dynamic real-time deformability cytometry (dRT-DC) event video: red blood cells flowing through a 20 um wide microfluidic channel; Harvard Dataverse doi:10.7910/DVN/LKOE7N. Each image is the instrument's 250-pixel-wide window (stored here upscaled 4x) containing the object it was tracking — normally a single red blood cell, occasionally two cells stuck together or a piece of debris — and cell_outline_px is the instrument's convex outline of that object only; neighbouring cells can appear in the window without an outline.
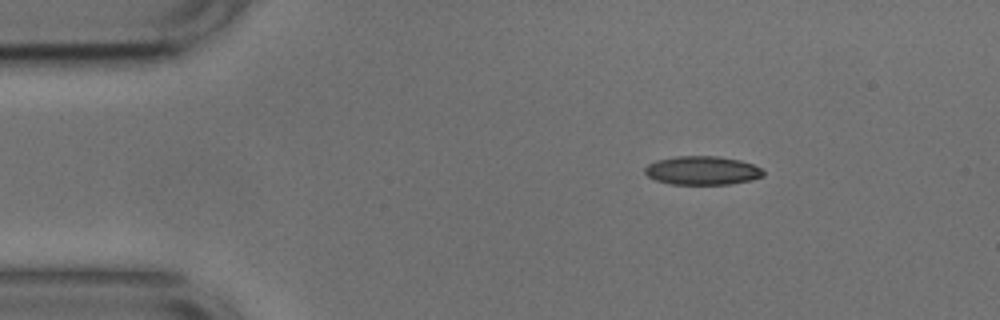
{"species": "common noctule bat (a hibernating species)", "species_latin": "Nyctalus noctula", "temperature_condition": "cold", "stored_images_in_passage": 7, "camera_frame_rate_fps": 3000, "um_per_image_px": 0.085, "animal": {"sex": "male", "body_mass_g": 17.9, "forearm_length_mm": 54.2}, "frame": {"image": 1, "passage_image": 1, "time_ms": 0.0, "image_size_px": [1000, 320], "cell_outline_px": [[764, 176], [752, 180], [728, 184], [672, 184], [656, 180], [648, 176], [644, 172], [644, 168], [648, 164], [656, 160], [676, 156], [716, 156], [740, 160], [752, 164], [760, 168], [764, 172]], "centroid_in_image_um": [59.68, 14.49], "position_along_channel_um": 25.3, "area_um2": 19.77}}